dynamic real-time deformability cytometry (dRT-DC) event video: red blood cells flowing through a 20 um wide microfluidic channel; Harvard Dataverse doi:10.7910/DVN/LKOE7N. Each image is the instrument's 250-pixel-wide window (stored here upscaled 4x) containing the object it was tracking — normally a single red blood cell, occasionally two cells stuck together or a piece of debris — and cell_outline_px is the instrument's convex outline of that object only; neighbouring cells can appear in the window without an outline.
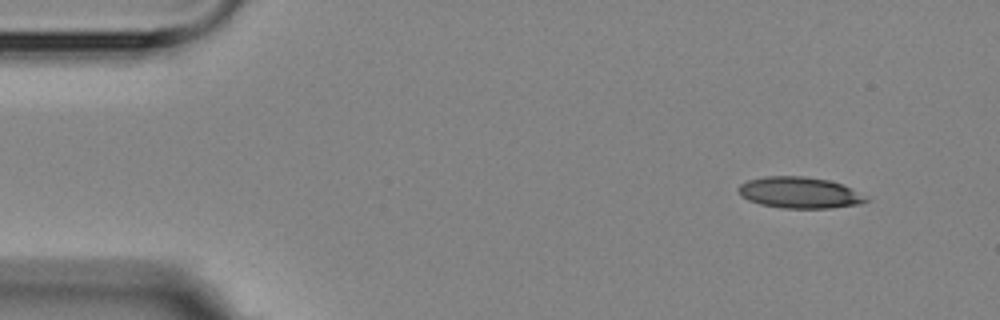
{"species": "Egyptian fruit bat (a non-hibernating species)", "species_latin": "Rousettus aegyptiacus", "temperature_condition": "room temperature", "stored_images_in_passage": 5, "camera_frame_rate_fps": 3000, "um_per_image_px": 0.085, "animal": {"sex": "female"}, "frame": {"image": 1, "passage_image": 1, "time_ms": 0.0, "image_size_px": [1000, 320], "cell_outline_px": [[868, 200], [860, 204], [832, 208], [780, 208], [760, 204], [748, 200], [740, 196], [736, 188], [740, 184], [748, 180], [764, 176], [804, 176], [828, 180], [844, 184], [868, 196]], "centroid_in_image_um": [67.96, 16.37], "position_along_channel_um": 17.0, "area_um2": 23.58}}
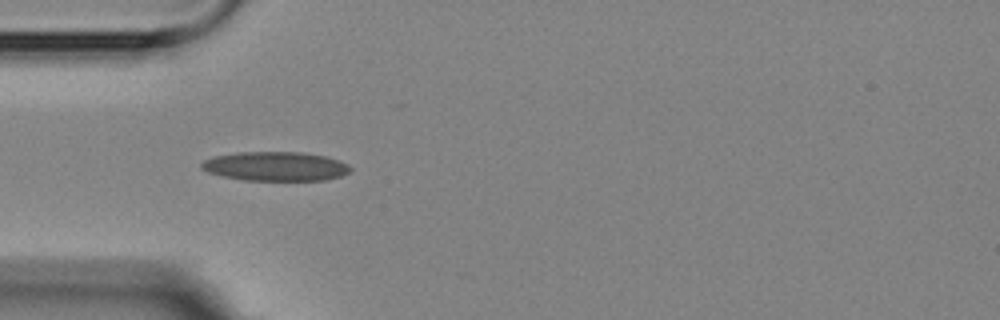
{"frame": {"image": 2, "passage_image": 4, "time_ms": 3.667, "image_size_px": [1000, 320], "cell_outline_px": [[352, 172], [340, 176], [324, 180], [244, 180], [224, 176], [208, 172], [200, 168], [200, 164], [204, 160], [212, 156], [236, 152], [300, 152], [324, 156], [340, 160], [348, 164], [352, 168]], "centroid_in_image_um": [23.42, 14.13], "position_along_channel_um": 61.6, "area_um2": 25.43}}
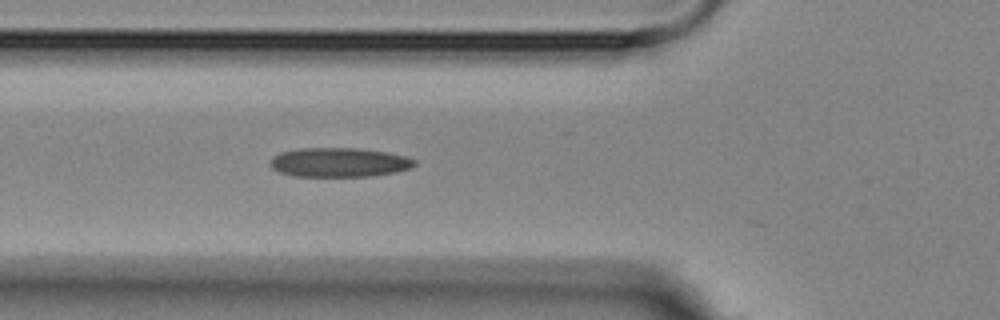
{"frame": {"image": 3, "passage_image": 5, "time_ms": 4.667, "image_size_px": [1000, 320], "cell_outline_px": [[416, 164], [408, 168], [396, 172], [368, 176], [292, 176], [280, 172], [272, 168], [268, 164], [272, 156], [280, 152], [296, 148], [356, 148], [388, 152], [404, 156], [416, 160]], "centroid_in_image_um": [28.76, 13.79], "position_along_channel_um": 97.0, "area_um2": 24.68}}